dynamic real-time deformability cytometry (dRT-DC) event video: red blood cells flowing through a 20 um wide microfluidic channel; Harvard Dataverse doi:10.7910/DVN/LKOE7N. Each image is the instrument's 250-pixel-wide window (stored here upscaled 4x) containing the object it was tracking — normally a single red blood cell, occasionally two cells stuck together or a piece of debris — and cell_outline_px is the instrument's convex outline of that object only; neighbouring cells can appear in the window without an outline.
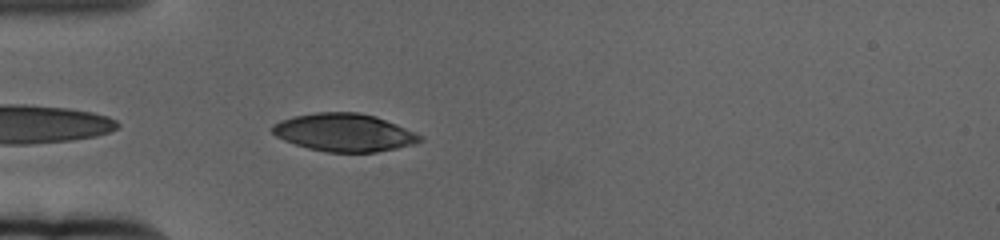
{"species": "human", "species_latin": "Homo sapiens", "temperature_condition": "cold", "stored_images_in_passage": 44, "camera_frame_rate_fps": 3000, "um_per_image_px": 0.085, "donor": {"sex": "female"}, "frame": {"image": 1, "passage_image": 2, "time_ms": 0.333, "image_size_px": [1000, 240], "cell_outline_px": [[424, 140], [412, 144], [396, 148], [376, 152], [328, 152], [308, 148], [284, 140], [276, 136], [272, 132], [272, 124], [280, 120], [296, 116], [316, 112], [360, 112], [376, 116], [396, 124], [420, 136]], "centroid_in_image_um": [29.22, 11.26], "position_along_channel_um": 55.8, "area_um2": 32.25}}
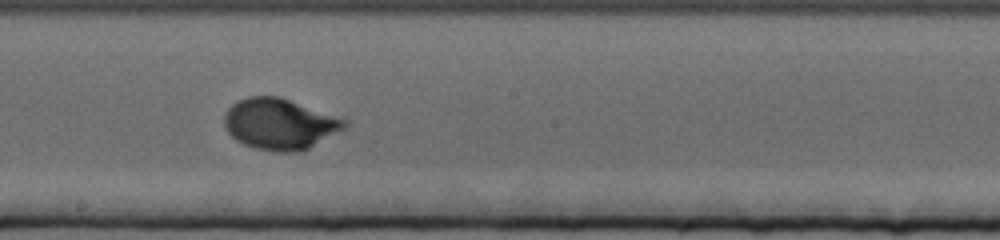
{"frame": {"image": 2, "passage_image": 18, "time_ms": 5.667, "image_size_px": [1000, 240], "cell_outline_px": [[348, 124], [344, 128], [304, 152], [272, 152], [256, 148], [244, 144], [236, 140], [228, 132], [224, 124], [224, 116], [228, 108], [232, 104], [248, 96], [280, 96], [344, 120]], "centroid_in_image_um": [23.74, 10.56], "position_along_channel_um": 224.5, "area_um2": 35.49}}
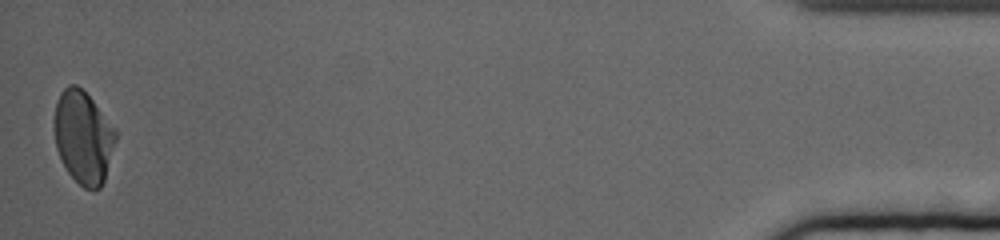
{"frame": {"image": 3, "passage_image": 44, "time_ms": 14.333, "image_size_px": [1000, 240], "cell_outline_px": [[116, 140], [104, 180], [100, 188], [92, 192], [84, 188], [68, 172], [56, 148], [52, 124], [56, 100], [60, 92], [68, 84], [76, 84], [92, 100], [116, 128]], "centroid_in_image_um": [7.05, 11.65], "position_along_channel_um": 428.1, "area_um2": 33.41}, "authors_computed_cell_mechanics": {"area_um2": 33.6974, "velocity_mm_per_s": 3.3194, "shape_relaxation_time_tau1_ms": 3.1744, "shape_relaxation_time_tau2_ms": null, "deformation_change_tau1": 0.1678, "deformation_change_tau2": null}}